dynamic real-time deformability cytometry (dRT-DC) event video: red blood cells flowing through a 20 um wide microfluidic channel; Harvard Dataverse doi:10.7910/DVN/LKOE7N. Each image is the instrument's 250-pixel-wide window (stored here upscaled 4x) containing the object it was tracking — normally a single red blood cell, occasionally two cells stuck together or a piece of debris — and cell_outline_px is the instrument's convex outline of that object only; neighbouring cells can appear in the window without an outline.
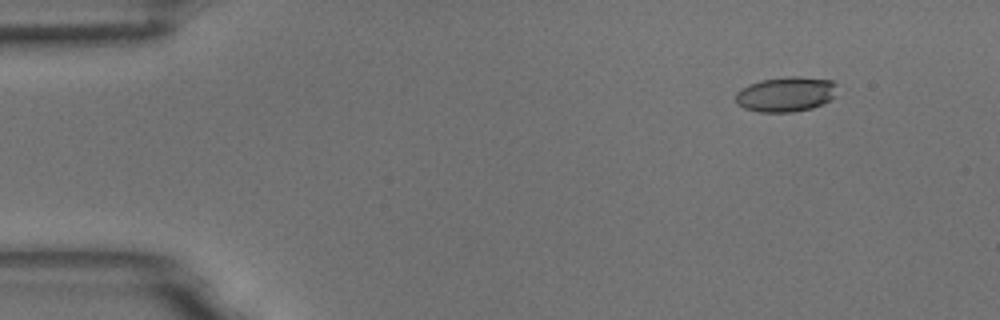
{"species": "common noctule bat (a hibernating species)", "species_latin": "Nyctalus noctula", "temperature_condition": "room temperature", "stored_images_in_passage": 5, "camera_frame_rate_fps": 3000, "um_per_image_px": 0.085, "animal": {"sex": "male", "body_mass_g": 18.8}, "frame": {"image": 1, "passage_image": 2, "time_ms": 0.333, "image_size_px": [1000, 320], "cell_outline_px": [[836, 84], [832, 96], [828, 100], [812, 108], [792, 112], [760, 112], [744, 108], [736, 100], [736, 92], [748, 84], [760, 80], [784, 76], [800, 76], [832, 80]], "centroid_in_image_um": [66.76, 7.99], "position_along_channel_um": 18.2, "area_um2": 20.52}}
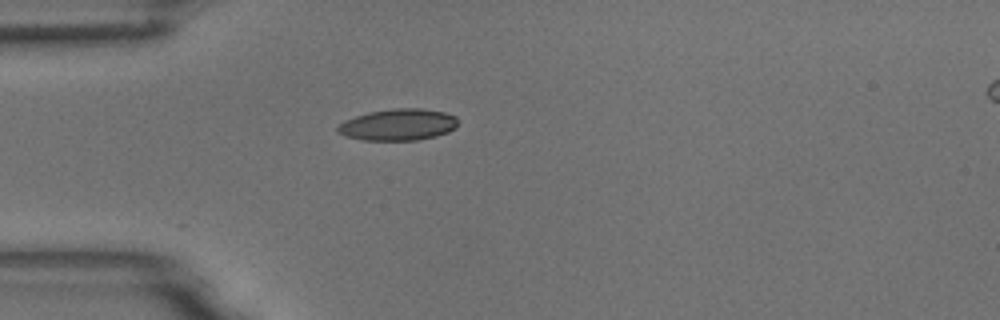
{"frame": {"image": 2, "passage_image": 5, "time_ms": 1.333, "image_size_px": [1000, 320], "cell_outline_px": [[460, 120], [456, 128], [448, 132], [436, 136], [416, 140], [364, 140], [344, 136], [336, 132], [336, 128], [344, 120], [368, 112], [392, 108], [420, 108], [444, 112], [456, 116]], "centroid_in_image_um": [33.86, 10.59], "position_along_channel_um": 51.1, "area_um2": 22.37}}